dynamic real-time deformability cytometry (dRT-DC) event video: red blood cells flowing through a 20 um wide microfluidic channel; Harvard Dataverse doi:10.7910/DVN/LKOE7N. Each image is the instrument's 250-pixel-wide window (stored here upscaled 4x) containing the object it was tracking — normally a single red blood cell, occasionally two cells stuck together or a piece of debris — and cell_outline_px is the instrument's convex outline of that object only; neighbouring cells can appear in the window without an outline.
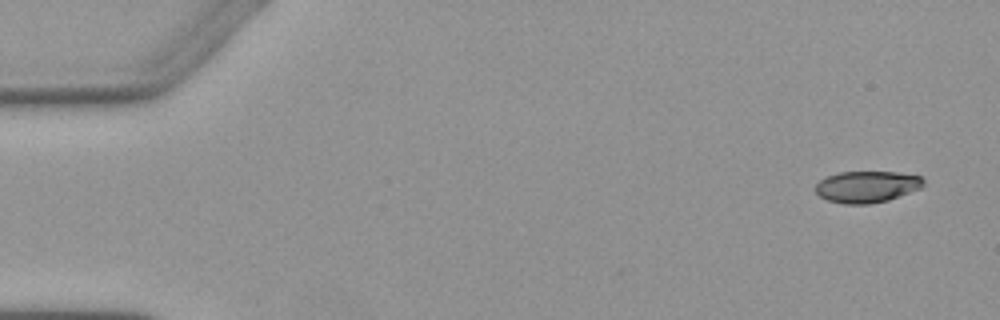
{"species": "Egyptian fruit bat (a non-hibernating species)", "species_latin": "Rousettus aegyptiacus", "temperature_condition": "warm", "stored_images_in_passage": 5, "camera_frame_rate_fps": 3000, "um_per_image_px": 0.085, "animal": {"sex": "female"}, "frame": {"image": 1, "passage_image": 1, "time_ms": 0.0, "image_size_px": [1000, 320], "cell_outline_px": [[924, 184], [920, 188], [888, 200], [868, 204], [844, 204], [828, 200], [820, 196], [816, 192], [816, 184], [820, 180], [828, 176], [840, 172], [896, 172], [920, 176], [924, 180]], "centroid_in_image_um": [73.68, 15.87], "position_along_channel_um": 11.3, "area_um2": 19.65}}
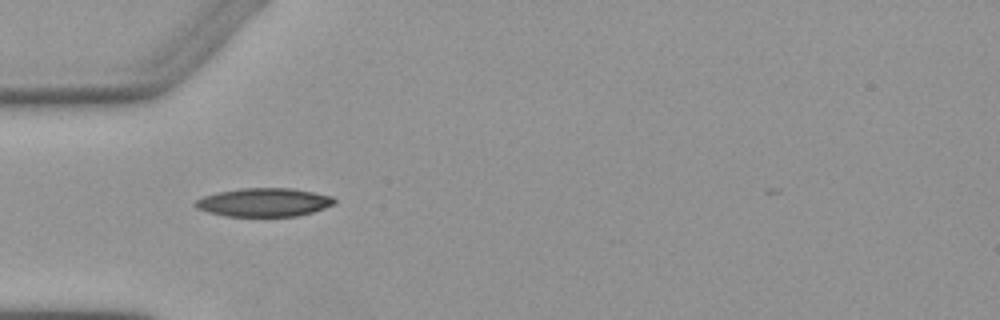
{"frame": {"image": 2, "passage_image": 4, "time_ms": 4.667, "image_size_px": [1000, 320], "cell_outline_px": [[336, 204], [312, 212], [296, 216], [224, 216], [208, 212], [196, 208], [192, 204], [196, 200], [204, 196], [216, 192], [240, 188], [292, 188], [332, 196], [336, 200]], "centroid_in_image_um": [22.41, 17.19], "position_along_channel_um": 62.6, "area_um2": 23.18}}
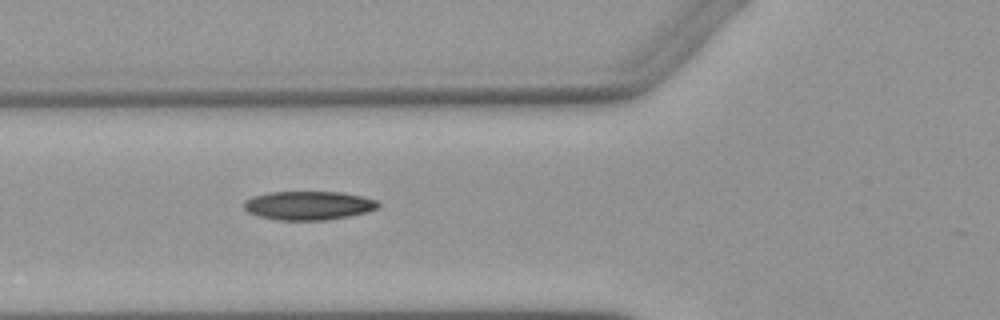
{"frame": {"image": 3, "passage_image": 5, "time_ms": 5.667, "image_size_px": [1000, 320], "cell_outline_px": [[380, 208], [368, 212], [348, 216], [324, 220], [276, 220], [256, 216], [248, 212], [244, 208], [244, 200], [252, 196], [272, 192], [340, 192], [360, 196], [376, 200], [380, 204]], "centroid_in_image_um": [26.21, 17.47], "position_along_channel_um": 99.6, "area_um2": 22.6}}